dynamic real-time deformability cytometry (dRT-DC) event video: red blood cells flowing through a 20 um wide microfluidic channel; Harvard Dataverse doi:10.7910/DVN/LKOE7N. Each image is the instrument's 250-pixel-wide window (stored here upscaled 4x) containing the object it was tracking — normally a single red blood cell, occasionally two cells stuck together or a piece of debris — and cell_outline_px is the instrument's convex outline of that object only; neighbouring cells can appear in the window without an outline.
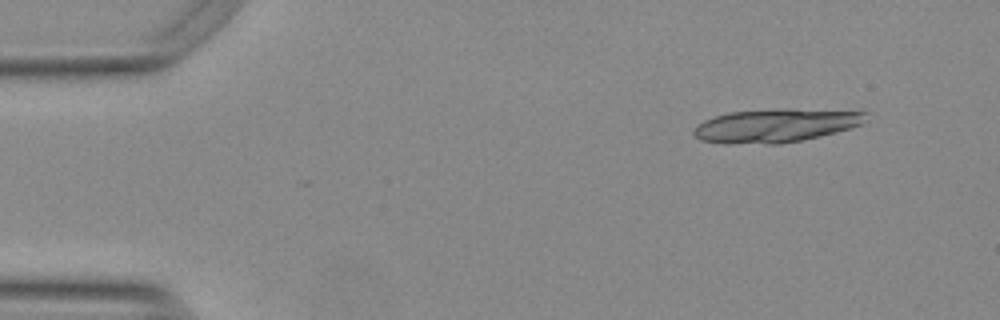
{"species": "Egyptian fruit bat (a non-hibernating species)", "species_latin": "Rousettus aegyptiacus", "temperature_condition": "warm", "stored_images_in_passage": 10, "camera_frame_rate_fps": 3000, "um_per_image_px": 0.085, "animal": {"sex": "female"}, "frame": {"image": 1, "passage_image": 1, "time_ms": 0.0, "image_size_px": [1000, 320], "cell_outline_px": [[868, 112], [864, 124], [836, 132], [820, 136], [780, 144], [724, 144], [700, 140], [692, 132], [696, 124], [712, 116], [728, 112], [784, 108], [788, 108]], "centroid_in_image_um": [65.89, 10.67], "position_along_channel_um": 19.1, "area_um2": 34.04}}